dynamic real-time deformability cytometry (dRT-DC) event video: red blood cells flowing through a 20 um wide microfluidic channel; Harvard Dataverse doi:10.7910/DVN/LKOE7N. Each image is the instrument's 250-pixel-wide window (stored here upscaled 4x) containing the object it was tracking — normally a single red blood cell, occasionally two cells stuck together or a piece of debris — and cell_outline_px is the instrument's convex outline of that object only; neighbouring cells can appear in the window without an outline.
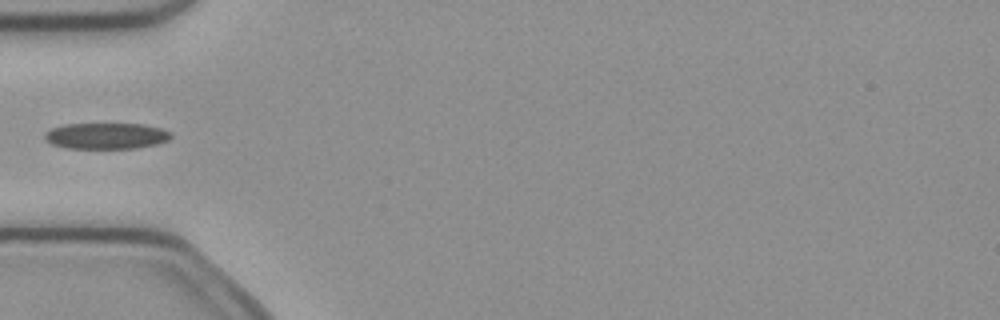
{"species": "common noctule bat (a hibernating species)", "species_latin": "Nyctalus noctula", "temperature_condition": "cold", "stored_images_in_passage": 5, "camera_frame_rate_fps": 3000, "um_per_image_px": 0.085, "animal": {"sex": "female", "body_mass_g": 21.9}, "frame": {"image": 1, "passage_image": 5, "time_ms": 1.333, "image_size_px": [1000, 320], "cell_outline_px": [[172, 136], [168, 140], [160, 144], [136, 148], [68, 148], [52, 144], [44, 140], [44, 132], [52, 128], [64, 124], [144, 124], [160, 128], [172, 132]], "centroid_in_image_um": [9.04, 11.55], "position_along_channel_um": 76.0, "area_um2": 19.36}}